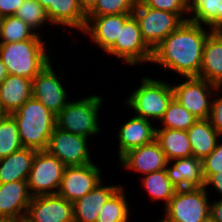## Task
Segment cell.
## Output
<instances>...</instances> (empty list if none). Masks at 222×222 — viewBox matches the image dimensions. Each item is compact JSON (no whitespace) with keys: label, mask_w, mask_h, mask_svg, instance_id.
I'll list each match as a JSON object with an SVG mask.
<instances>
[{"label":"cell","mask_w":222,"mask_h":222,"mask_svg":"<svg viewBox=\"0 0 222 222\" xmlns=\"http://www.w3.org/2000/svg\"><path fill=\"white\" fill-rule=\"evenodd\" d=\"M31 199L27 181L0 184V218L22 219Z\"/></svg>","instance_id":"2e32d148"},{"label":"cell","mask_w":222,"mask_h":222,"mask_svg":"<svg viewBox=\"0 0 222 222\" xmlns=\"http://www.w3.org/2000/svg\"><path fill=\"white\" fill-rule=\"evenodd\" d=\"M40 34L32 39L13 43H0V58L9 75H18L32 80L49 62Z\"/></svg>","instance_id":"3957f363"},{"label":"cell","mask_w":222,"mask_h":222,"mask_svg":"<svg viewBox=\"0 0 222 222\" xmlns=\"http://www.w3.org/2000/svg\"><path fill=\"white\" fill-rule=\"evenodd\" d=\"M158 222H168L165 218H161Z\"/></svg>","instance_id":"c3c4849f"},{"label":"cell","mask_w":222,"mask_h":222,"mask_svg":"<svg viewBox=\"0 0 222 222\" xmlns=\"http://www.w3.org/2000/svg\"><path fill=\"white\" fill-rule=\"evenodd\" d=\"M203 175L205 181L212 175L222 172V143L202 160Z\"/></svg>","instance_id":"d590c367"},{"label":"cell","mask_w":222,"mask_h":222,"mask_svg":"<svg viewBox=\"0 0 222 222\" xmlns=\"http://www.w3.org/2000/svg\"><path fill=\"white\" fill-rule=\"evenodd\" d=\"M133 15L139 23L142 38L152 50L184 22L178 14L150 8L140 0L135 4Z\"/></svg>","instance_id":"9c48e42d"},{"label":"cell","mask_w":222,"mask_h":222,"mask_svg":"<svg viewBox=\"0 0 222 222\" xmlns=\"http://www.w3.org/2000/svg\"><path fill=\"white\" fill-rule=\"evenodd\" d=\"M82 32L90 35L95 45L107 52L119 38L120 14L86 16V25Z\"/></svg>","instance_id":"ffe728a7"},{"label":"cell","mask_w":222,"mask_h":222,"mask_svg":"<svg viewBox=\"0 0 222 222\" xmlns=\"http://www.w3.org/2000/svg\"><path fill=\"white\" fill-rule=\"evenodd\" d=\"M222 35V27L217 30Z\"/></svg>","instance_id":"681fc988"},{"label":"cell","mask_w":222,"mask_h":222,"mask_svg":"<svg viewBox=\"0 0 222 222\" xmlns=\"http://www.w3.org/2000/svg\"><path fill=\"white\" fill-rule=\"evenodd\" d=\"M119 160L123 169H132L142 174L165 169L169 162L156 140L129 150Z\"/></svg>","instance_id":"9a60e30c"},{"label":"cell","mask_w":222,"mask_h":222,"mask_svg":"<svg viewBox=\"0 0 222 222\" xmlns=\"http://www.w3.org/2000/svg\"><path fill=\"white\" fill-rule=\"evenodd\" d=\"M189 20L212 30L222 27V0H188Z\"/></svg>","instance_id":"4316f807"},{"label":"cell","mask_w":222,"mask_h":222,"mask_svg":"<svg viewBox=\"0 0 222 222\" xmlns=\"http://www.w3.org/2000/svg\"><path fill=\"white\" fill-rule=\"evenodd\" d=\"M22 147L17 122L11 114H7L0 120V159Z\"/></svg>","instance_id":"1f68e13d"},{"label":"cell","mask_w":222,"mask_h":222,"mask_svg":"<svg viewBox=\"0 0 222 222\" xmlns=\"http://www.w3.org/2000/svg\"><path fill=\"white\" fill-rule=\"evenodd\" d=\"M49 62L32 79V97L57 115L69 102L68 94Z\"/></svg>","instance_id":"4fadbf2b"},{"label":"cell","mask_w":222,"mask_h":222,"mask_svg":"<svg viewBox=\"0 0 222 222\" xmlns=\"http://www.w3.org/2000/svg\"><path fill=\"white\" fill-rule=\"evenodd\" d=\"M172 88L174 98L198 119H209L212 105L209 98L214 97V91L222 90L200 77H186L185 82Z\"/></svg>","instance_id":"30bf717a"},{"label":"cell","mask_w":222,"mask_h":222,"mask_svg":"<svg viewBox=\"0 0 222 222\" xmlns=\"http://www.w3.org/2000/svg\"><path fill=\"white\" fill-rule=\"evenodd\" d=\"M0 222H22V219L0 218Z\"/></svg>","instance_id":"ee69618b"},{"label":"cell","mask_w":222,"mask_h":222,"mask_svg":"<svg viewBox=\"0 0 222 222\" xmlns=\"http://www.w3.org/2000/svg\"><path fill=\"white\" fill-rule=\"evenodd\" d=\"M141 179L143 188L152 200H164L167 205L176 192L175 186L170 182L166 169L144 174Z\"/></svg>","instance_id":"83f0119b"},{"label":"cell","mask_w":222,"mask_h":222,"mask_svg":"<svg viewBox=\"0 0 222 222\" xmlns=\"http://www.w3.org/2000/svg\"><path fill=\"white\" fill-rule=\"evenodd\" d=\"M88 138L66 132L57 127L49 137L46 151L56 156L65 166L93 163L88 150Z\"/></svg>","instance_id":"8fae6325"},{"label":"cell","mask_w":222,"mask_h":222,"mask_svg":"<svg viewBox=\"0 0 222 222\" xmlns=\"http://www.w3.org/2000/svg\"><path fill=\"white\" fill-rule=\"evenodd\" d=\"M102 181L82 198L74 201V222H96L99 212L121 185L103 186Z\"/></svg>","instance_id":"d6986e66"},{"label":"cell","mask_w":222,"mask_h":222,"mask_svg":"<svg viewBox=\"0 0 222 222\" xmlns=\"http://www.w3.org/2000/svg\"><path fill=\"white\" fill-rule=\"evenodd\" d=\"M48 20L53 25L84 30L86 15L80 9L77 0H55V7L46 10Z\"/></svg>","instance_id":"d4e9b609"},{"label":"cell","mask_w":222,"mask_h":222,"mask_svg":"<svg viewBox=\"0 0 222 222\" xmlns=\"http://www.w3.org/2000/svg\"><path fill=\"white\" fill-rule=\"evenodd\" d=\"M66 166L46 150L36 151L27 184L32 197L56 195Z\"/></svg>","instance_id":"ba28073f"},{"label":"cell","mask_w":222,"mask_h":222,"mask_svg":"<svg viewBox=\"0 0 222 222\" xmlns=\"http://www.w3.org/2000/svg\"><path fill=\"white\" fill-rule=\"evenodd\" d=\"M187 134L192 149V156L203 160L217 146L222 137L211 125L209 119H198L188 130Z\"/></svg>","instance_id":"cb8c5ba5"},{"label":"cell","mask_w":222,"mask_h":222,"mask_svg":"<svg viewBox=\"0 0 222 222\" xmlns=\"http://www.w3.org/2000/svg\"><path fill=\"white\" fill-rule=\"evenodd\" d=\"M36 150L22 147L0 159V184L27 181Z\"/></svg>","instance_id":"603a6c76"},{"label":"cell","mask_w":222,"mask_h":222,"mask_svg":"<svg viewBox=\"0 0 222 222\" xmlns=\"http://www.w3.org/2000/svg\"><path fill=\"white\" fill-rule=\"evenodd\" d=\"M198 77L222 87V35L217 30L206 39Z\"/></svg>","instance_id":"44dd1931"},{"label":"cell","mask_w":222,"mask_h":222,"mask_svg":"<svg viewBox=\"0 0 222 222\" xmlns=\"http://www.w3.org/2000/svg\"><path fill=\"white\" fill-rule=\"evenodd\" d=\"M25 217L31 222H74L73 204L58 194L35 196Z\"/></svg>","instance_id":"5bb4252c"},{"label":"cell","mask_w":222,"mask_h":222,"mask_svg":"<svg viewBox=\"0 0 222 222\" xmlns=\"http://www.w3.org/2000/svg\"><path fill=\"white\" fill-rule=\"evenodd\" d=\"M173 98L172 84L144 77L140 87L131 93L125 104L134 109L136 116L147 120H160Z\"/></svg>","instance_id":"5b68a950"},{"label":"cell","mask_w":222,"mask_h":222,"mask_svg":"<svg viewBox=\"0 0 222 222\" xmlns=\"http://www.w3.org/2000/svg\"><path fill=\"white\" fill-rule=\"evenodd\" d=\"M37 32L20 18L5 16L0 21V43H13L32 39Z\"/></svg>","instance_id":"4dcf8cb0"},{"label":"cell","mask_w":222,"mask_h":222,"mask_svg":"<svg viewBox=\"0 0 222 222\" xmlns=\"http://www.w3.org/2000/svg\"><path fill=\"white\" fill-rule=\"evenodd\" d=\"M212 31L190 20L184 21L153 49L151 63L173 70L184 78L198 77L204 45Z\"/></svg>","instance_id":"6da1fadb"},{"label":"cell","mask_w":222,"mask_h":222,"mask_svg":"<svg viewBox=\"0 0 222 222\" xmlns=\"http://www.w3.org/2000/svg\"><path fill=\"white\" fill-rule=\"evenodd\" d=\"M137 0H97L86 16L133 14Z\"/></svg>","instance_id":"836d02e7"},{"label":"cell","mask_w":222,"mask_h":222,"mask_svg":"<svg viewBox=\"0 0 222 222\" xmlns=\"http://www.w3.org/2000/svg\"><path fill=\"white\" fill-rule=\"evenodd\" d=\"M97 0H77L82 12L87 15L95 6Z\"/></svg>","instance_id":"60d3db41"},{"label":"cell","mask_w":222,"mask_h":222,"mask_svg":"<svg viewBox=\"0 0 222 222\" xmlns=\"http://www.w3.org/2000/svg\"><path fill=\"white\" fill-rule=\"evenodd\" d=\"M32 80L8 75L0 84V102L7 114L16 112L32 97Z\"/></svg>","instance_id":"7402d4cb"},{"label":"cell","mask_w":222,"mask_h":222,"mask_svg":"<svg viewBox=\"0 0 222 222\" xmlns=\"http://www.w3.org/2000/svg\"><path fill=\"white\" fill-rule=\"evenodd\" d=\"M99 95L87 96L77 102H68L56 115V127L89 138L100 132L98 113L103 103Z\"/></svg>","instance_id":"277c9868"},{"label":"cell","mask_w":222,"mask_h":222,"mask_svg":"<svg viewBox=\"0 0 222 222\" xmlns=\"http://www.w3.org/2000/svg\"><path fill=\"white\" fill-rule=\"evenodd\" d=\"M196 118L185 107H183L175 98L171 100L165 113L160 119L162 128L156 129H176L187 131L196 121Z\"/></svg>","instance_id":"f546056e"},{"label":"cell","mask_w":222,"mask_h":222,"mask_svg":"<svg viewBox=\"0 0 222 222\" xmlns=\"http://www.w3.org/2000/svg\"><path fill=\"white\" fill-rule=\"evenodd\" d=\"M118 131L119 158L131 149L153 142L156 137V128L150 121L136 115L122 124Z\"/></svg>","instance_id":"e0dca14e"},{"label":"cell","mask_w":222,"mask_h":222,"mask_svg":"<svg viewBox=\"0 0 222 222\" xmlns=\"http://www.w3.org/2000/svg\"><path fill=\"white\" fill-rule=\"evenodd\" d=\"M7 115V113L2 108L1 102H0V120L4 118Z\"/></svg>","instance_id":"f6af8a7d"},{"label":"cell","mask_w":222,"mask_h":222,"mask_svg":"<svg viewBox=\"0 0 222 222\" xmlns=\"http://www.w3.org/2000/svg\"><path fill=\"white\" fill-rule=\"evenodd\" d=\"M145 6L150 8L178 14L184 21L189 18L183 17L188 14V0H140ZM184 13V14H183Z\"/></svg>","instance_id":"e575fe53"},{"label":"cell","mask_w":222,"mask_h":222,"mask_svg":"<svg viewBox=\"0 0 222 222\" xmlns=\"http://www.w3.org/2000/svg\"><path fill=\"white\" fill-rule=\"evenodd\" d=\"M210 217L215 222H222V199L210 204Z\"/></svg>","instance_id":"ab89813d"},{"label":"cell","mask_w":222,"mask_h":222,"mask_svg":"<svg viewBox=\"0 0 222 222\" xmlns=\"http://www.w3.org/2000/svg\"><path fill=\"white\" fill-rule=\"evenodd\" d=\"M155 140L159 143L167 160L192 156L187 131L176 129H156Z\"/></svg>","instance_id":"484cf974"},{"label":"cell","mask_w":222,"mask_h":222,"mask_svg":"<svg viewBox=\"0 0 222 222\" xmlns=\"http://www.w3.org/2000/svg\"><path fill=\"white\" fill-rule=\"evenodd\" d=\"M167 163L166 172L176 189L200 188L205 186L202 160L194 156L178 158Z\"/></svg>","instance_id":"ac0fdd59"},{"label":"cell","mask_w":222,"mask_h":222,"mask_svg":"<svg viewBox=\"0 0 222 222\" xmlns=\"http://www.w3.org/2000/svg\"><path fill=\"white\" fill-rule=\"evenodd\" d=\"M121 186L103 205L96 222H128L129 206Z\"/></svg>","instance_id":"f1b7e54d"},{"label":"cell","mask_w":222,"mask_h":222,"mask_svg":"<svg viewBox=\"0 0 222 222\" xmlns=\"http://www.w3.org/2000/svg\"><path fill=\"white\" fill-rule=\"evenodd\" d=\"M22 222H31L25 216L22 218Z\"/></svg>","instance_id":"7dc6e473"},{"label":"cell","mask_w":222,"mask_h":222,"mask_svg":"<svg viewBox=\"0 0 222 222\" xmlns=\"http://www.w3.org/2000/svg\"><path fill=\"white\" fill-rule=\"evenodd\" d=\"M108 54L123 59L128 65L152 60L153 50L142 38L139 23L133 14H120V33Z\"/></svg>","instance_id":"8992f818"},{"label":"cell","mask_w":222,"mask_h":222,"mask_svg":"<svg viewBox=\"0 0 222 222\" xmlns=\"http://www.w3.org/2000/svg\"><path fill=\"white\" fill-rule=\"evenodd\" d=\"M15 17L23 20L28 26L36 31L44 23L49 22L46 10L37 0H24L14 14Z\"/></svg>","instance_id":"d6a6232c"},{"label":"cell","mask_w":222,"mask_h":222,"mask_svg":"<svg viewBox=\"0 0 222 222\" xmlns=\"http://www.w3.org/2000/svg\"><path fill=\"white\" fill-rule=\"evenodd\" d=\"M208 189H177L164 210L168 222H204L210 217Z\"/></svg>","instance_id":"52a82bcc"},{"label":"cell","mask_w":222,"mask_h":222,"mask_svg":"<svg viewBox=\"0 0 222 222\" xmlns=\"http://www.w3.org/2000/svg\"><path fill=\"white\" fill-rule=\"evenodd\" d=\"M208 185H211V187H214V189H216V191L222 196V172L212 174L205 181V186L204 187L207 189Z\"/></svg>","instance_id":"f35d334b"},{"label":"cell","mask_w":222,"mask_h":222,"mask_svg":"<svg viewBox=\"0 0 222 222\" xmlns=\"http://www.w3.org/2000/svg\"><path fill=\"white\" fill-rule=\"evenodd\" d=\"M101 178V170L93 163L66 166L57 194L73 203L91 192L102 181Z\"/></svg>","instance_id":"7c38bea8"},{"label":"cell","mask_w":222,"mask_h":222,"mask_svg":"<svg viewBox=\"0 0 222 222\" xmlns=\"http://www.w3.org/2000/svg\"><path fill=\"white\" fill-rule=\"evenodd\" d=\"M209 120L213 128L222 136V96L213 98Z\"/></svg>","instance_id":"8d00e7d4"},{"label":"cell","mask_w":222,"mask_h":222,"mask_svg":"<svg viewBox=\"0 0 222 222\" xmlns=\"http://www.w3.org/2000/svg\"><path fill=\"white\" fill-rule=\"evenodd\" d=\"M24 0H0V17L12 16Z\"/></svg>","instance_id":"74e56055"},{"label":"cell","mask_w":222,"mask_h":222,"mask_svg":"<svg viewBox=\"0 0 222 222\" xmlns=\"http://www.w3.org/2000/svg\"><path fill=\"white\" fill-rule=\"evenodd\" d=\"M11 115L17 122L22 146L36 151L46 150L56 127V115L33 97Z\"/></svg>","instance_id":"7a4b0ae2"},{"label":"cell","mask_w":222,"mask_h":222,"mask_svg":"<svg viewBox=\"0 0 222 222\" xmlns=\"http://www.w3.org/2000/svg\"><path fill=\"white\" fill-rule=\"evenodd\" d=\"M42 7L47 10L49 7H55V0H37Z\"/></svg>","instance_id":"7bdbcfd3"},{"label":"cell","mask_w":222,"mask_h":222,"mask_svg":"<svg viewBox=\"0 0 222 222\" xmlns=\"http://www.w3.org/2000/svg\"><path fill=\"white\" fill-rule=\"evenodd\" d=\"M8 75L9 74H8L7 68L0 58V84Z\"/></svg>","instance_id":"b9f144b4"},{"label":"cell","mask_w":222,"mask_h":222,"mask_svg":"<svg viewBox=\"0 0 222 222\" xmlns=\"http://www.w3.org/2000/svg\"><path fill=\"white\" fill-rule=\"evenodd\" d=\"M204 222H215L211 217H209L208 219H206Z\"/></svg>","instance_id":"bcb514c9"}]
</instances>
